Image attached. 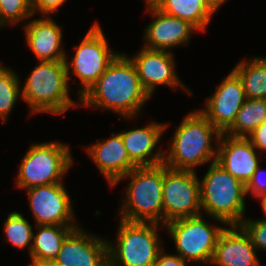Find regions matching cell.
<instances>
[{"mask_svg":"<svg viewBox=\"0 0 266 266\" xmlns=\"http://www.w3.org/2000/svg\"><path fill=\"white\" fill-rule=\"evenodd\" d=\"M149 97L132 61L119 53L96 83L80 98V102L81 107H100L132 118L140 112Z\"/></svg>","mask_w":266,"mask_h":266,"instance_id":"6da1fadb","label":"cell"},{"mask_svg":"<svg viewBox=\"0 0 266 266\" xmlns=\"http://www.w3.org/2000/svg\"><path fill=\"white\" fill-rule=\"evenodd\" d=\"M221 134L200 111L191 112L176 129L163 163L176 170L195 171L210 159L215 162L218 150L211 142L213 137L218 142Z\"/></svg>","mask_w":266,"mask_h":266,"instance_id":"7a4b0ae2","label":"cell"},{"mask_svg":"<svg viewBox=\"0 0 266 266\" xmlns=\"http://www.w3.org/2000/svg\"><path fill=\"white\" fill-rule=\"evenodd\" d=\"M201 208L223 224L240 225L245 211L246 186L216 161L201 180Z\"/></svg>","mask_w":266,"mask_h":266,"instance_id":"3957f363","label":"cell"},{"mask_svg":"<svg viewBox=\"0 0 266 266\" xmlns=\"http://www.w3.org/2000/svg\"><path fill=\"white\" fill-rule=\"evenodd\" d=\"M129 178L121 218L128 222L163 224V163L156 166H142L131 170L114 185Z\"/></svg>","mask_w":266,"mask_h":266,"instance_id":"277c9868","label":"cell"},{"mask_svg":"<svg viewBox=\"0 0 266 266\" xmlns=\"http://www.w3.org/2000/svg\"><path fill=\"white\" fill-rule=\"evenodd\" d=\"M21 96L31 114H62L76 105L69 96L66 61H39L22 88Z\"/></svg>","mask_w":266,"mask_h":266,"instance_id":"5b68a950","label":"cell"},{"mask_svg":"<svg viewBox=\"0 0 266 266\" xmlns=\"http://www.w3.org/2000/svg\"><path fill=\"white\" fill-rule=\"evenodd\" d=\"M157 223L120 220L117 246L108 243L109 266H152L161 250Z\"/></svg>","mask_w":266,"mask_h":266,"instance_id":"8992f818","label":"cell"},{"mask_svg":"<svg viewBox=\"0 0 266 266\" xmlns=\"http://www.w3.org/2000/svg\"><path fill=\"white\" fill-rule=\"evenodd\" d=\"M73 163L69 147L60 142L34 144L21 161L17 186L23 189L62 183Z\"/></svg>","mask_w":266,"mask_h":266,"instance_id":"52a82bcc","label":"cell"},{"mask_svg":"<svg viewBox=\"0 0 266 266\" xmlns=\"http://www.w3.org/2000/svg\"><path fill=\"white\" fill-rule=\"evenodd\" d=\"M208 224L201 214L165 224L175 243L177 255L186 262L211 263L217 241L225 227Z\"/></svg>","mask_w":266,"mask_h":266,"instance_id":"ba28073f","label":"cell"},{"mask_svg":"<svg viewBox=\"0 0 266 266\" xmlns=\"http://www.w3.org/2000/svg\"><path fill=\"white\" fill-rule=\"evenodd\" d=\"M195 171L176 170L163 163V224L200 215V184Z\"/></svg>","mask_w":266,"mask_h":266,"instance_id":"9c48e42d","label":"cell"},{"mask_svg":"<svg viewBox=\"0 0 266 266\" xmlns=\"http://www.w3.org/2000/svg\"><path fill=\"white\" fill-rule=\"evenodd\" d=\"M75 56L69 65L66 57L68 80L70 66L74 74L80 78L82 88L79 91L80 98L96 83L105 72L108 65L119 54L108 48V42L100 25L95 22L85 35L78 47H75Z\"/></svg>","mask_w":266,"mask_h":266,"instance_id":"30bf717a","label":"cell"},{"mask_svg":"<svg viewBox=\"0 0 266 266\" xmlns=\"http://www.w3.org/2000/svg\"><path fill=\"white\" fill-rule=\"evenodd\" d=\"M36 225H76L69 195L62 183L26 189Z\"/></svg>","mask_w":266,"mask_h":266,"instance_id":"8fae6325","label":"cell"},{"mask_svg":"<svg viewBox=\"0 0 266 266\" xmlns=\"http://www.w3.org/2000/svg\"><path fill=\"white\" fill-rule=\"evenodd\" d=\"M216 88L214 94L205 102V109L200 112L214 127L224 133L234 123L239 109L247 98L242 81L233 70Z\"/></svg>","mask_w":266,"mask_h":266,"instance_id":"7c38bea8","label":"cell"},{"mask_svg":"<svg viewBox=\"0 0 266 266\" xmlns=\"http://www.w3.org/2000/svg\"><path fill=\"white\" fill-rule=\"evenodd\" d=\"M173 54L165 50H152L143 48L134 57L129 58L134 64L137 75L144 90L151 96L159 85L177 87L189 93V90L178 78L174 69Z\"/></svg>","mask_w":266,"mask_h":266,"instance_id":"4fadbf2b","label":"cell"},{"mask_svg":"<svg viewBox=\"0 0 266 266\" xmlns=\"http://www.w3.org/2000/svg\"><path fill=\"white\" fill-rule=\"evenodd\" d=\"M86 232L77 227L63 241L55 259L61 266H109V241Z\"/></svg>","mask_w":266,"mask_h":266,"instance_id":"5bb4252c","label":"cell"},{"mask_svg":"<svg viewBox=\"0 0 266 266\" xmlns=\"http://www.w3.org/2000/svg\"><path fill=\"white\" fill-rule=\"evenodd\" d=\"M218 142L216 162L246 186L259 167L256 148L248 138L225 133L221 134Z\"/></svg>","mask_w":266,"mask_h":266,"instance_id":"9a60e30c","label":"cell"},{"mask_svg":"<svg viewBox=\"0 0 266 266\" xmlns=\"http://www.w3.org/2000/svg\"><path fill=\"white\" fill-rule=\"evenodd\" d=\"M147 11L156 16L145 29V48L168 50L176 45H188L191 33L197 30L189 22L160 11L153 3L146 0Z\"/></svg>","mask_w":266,"mask_h":266,"instance_id":"2e32d148","label":"cell"},{"mask_svg":"<svg viewBox=\"0 0 266 266\" xmlns=\"http://www.w3.org/2000/svg\"><path fill=\"white\" fill-rule=\"evenodd\" d=\"M89 156L96 163L111 186L137 166L130 160L120 133H112L109 140H103L87 148Z\"/></svg>","mask_w":266,"mask_h":266,"instance_id":"e0dca14e","label":"cell"},{"mask_svg":"<svg viewBox=\"0 0 266 266\" xmlns=\"http://www.w3.org/2000/svg\"><path fill=\"white\" fill-rule=\"evenodd\" d=\"M256 247L239 225L220 234L211 263L218 266H259Z\"/></svg>","mask_w":266,"mask_h":266,"instance_id":"ac0fdd59","label":"cell"},{"mask_svg":"<svg viewBox=\"0 0 266 266\" xmlns=\"http://www.w3.org/2000/svg\"><path fill=\"white\" fill-rule=\"evenodd\" d=\"M166 124L151 123L143 128L120 132L130 160L137 166H156L164 162L165 154L152 152L159 142Z\"/></svg>","mask_w":266,"mask_h":266,"instance_id":"d6986e66","label":"cell"},{"mask_svg":"<svg viewBox=\"0 0 266 266\" xmlns=\"http://www.w3.org/2000/svg\"><path fill=\"white\" fill-rule=\"evenodd\" d=\"M29 48L40 61H65V52L60 48L62 31L52 18H40L25 25Z\"/></svg>","mask_w":266,"mask_h":266,"instance_id":"ffe728a7","label":"cell"},{"mask_svg":"<svg viewBox=\"0 0 266 266\" xmlns=\"http://www.w3.org/2000/svg\"><path fill=\"white\" fill-rule=\"evenodd\" d=\"M39 232L33 235V244H30L32 263L41 260H55L63 241L77 225H35ZM38 226V227H37Z\"/></svg>","mask_w":266,"mask_h":266,"instance_id":"44dd1931","label":"cell"},{"mask_svg":"<svg viewBox=\"0 0 266 266\" xmlns=\"http://www.w3.org/2000/svg\"><path fill=\"white\" fill-rule=\"evenodd\" d=\"M160 11L185 20L197 31L205 30L213 14L204 0H149Z\"/></svg>","mask_w":266,"mask_h":266,"instance_id":"7402d4cb","label":"cell"},{"mask_svg":"<svg viewBox=\"0 0 266 266\" xmlns=\"http://www.w3.org/2000/svg\"><path fill=\"white\" fill-rule=\"evenodd\" d=\"M265 120L266 99L247 98L239 109L234 123L224 133L232 137L247 138Z\"/></svg>","mask_w":266,"mask_h":266,"instance_id":"603a6c76","label":"cell"},{"mask_svg":"<svg viewBox=\"0 0 266 266\" xmlns=\"http://www.w3.org/2000/svg\"><path fill=\"white\" fill-rule=\"evenodd\" d=\"M241 61L233 71L242 81L246 98L266 99V58Z\"/></svg>","mask_w":266,"mask_h":266,"instance_id":"cb8c5ba5","label":"cell"},{"mask_svg":"<svg viewBox=\"0 0 266 266\" xmlns=\"http://www.w3.org/2000/svg\"><path fill=\"white\" fill-rule=\"evenodd\" d=\"M20 89L18 75L0 63V118L3 123L12 111L18 96L22 95Z\"/></svg>","mask_w":266,"mask_h":266,"instance_id":"d4e9b609","label":"cell"},{"mask_svg":"<svg viewBox=\"0 0 266 266\" xmlns=\"http://www.w3.org/2000/svg\"><path fill=\"white\" fill-rule=\"evenodd\" d=\"M4 222L3 230L12 245L23 249L33 240V228L23 214L11 212Z\"/></svg>","mask_w":266,"mask_h":266,"instance_id":"484cf974","label":"cell"},{"mask_svg":"<svg viewBox=\"0 0 266 266\" xmlns=\"http://www.w3.org/2000/svg\"><path fill=\"white\" fill-rule=\"evenodd\" d=\"M32 15L30 0H0V27L7 22L16 24Z\"/></svg>","mask_w":266,"mask_h":266,"instance_id":"4316f807","label":"cell"},{"mask_svg":"<svg viewBox=\"0 0 266 266\" xmlns=\"http://www.w3.org/2000/svg\"><path fill=\"white\" fill-rule=\"evenodd\" d=\"M249 236L256 249L266 250V220H247L239 225Z\"/></svg>","mask_w":266,"mask_h":266,"instance_id":"83f0119b","label":"cell"},{"mask_svg":"<svg viewBox=\"0 0 266 266\" xmlns=\"http://www.w3.org/2000/svg\"><path fill=\"white\" fill-rule=\"evenodd\" d=\"M260 173L262 172L258 167L253 173L251 180L246 185V194L250 192L254 195V197L266 195V181L264 179V181L262 180Z\"/></svg>","mask_w":266,"mask_h":266,"instance_id":"f1b7e54d","label":"cell"},{"mask_svg":"<svg viewBox=\"0 0 266 266\" xmlns=\"http://www.w3.org/2000/svg\"><path fill=\"white\" fill-rule=\"evenodd\" d=\"M32 14L37 10L43 15H48L50 13L56 12V10L66 1V0H30Z\"/></svg>","mask_w":266,"mask_h":266,"instance_id":"f546056e","label":"cell"},{"mask_svg":"<svg viewBox=\"0 0 266 266\" xmlns=\"http://www.w3.org/2000/svg\"><path fill=\"white\" fill-rule=\"evenodd\" d=\"M257 149L266 150V120L247 137Z\"/></svg>","mask_w":266,"mask_h":266,"instance_id":"4dcf8cb0","label":"cell"},{"mask_svg":"<svg viewBox=\"0 0 266 266\" xmlns=\"http://www.w3.org/2000/svg\"><path fill=\"white\" fill-rule=\"evenodd\" d=\"M186 264L187 262L179 255L163 254L161 250L152 266H186Z\"/></svg>","mask_w":266,"mask_h":266,"instance_id":"1f68e13d","label":"cell"},{"mask_svg":"<svg viewBox=\"0 0 266 266\" xmlns=\"http://www.w3.org/2000/svg\"><path fill=\"white\" fill-rule=\"evenodd\" d=\"M226 0H204L207 7L214 13Z\"/></svg>","mask_w":266,"mask_h":266,"instance_id":"d6a6232c","label":"cell"},{"mask_svg":"<svg viewBox=\"0 0 266 266\" xmlns=\"http://www.w3.org/2000/svg\"><path fill=\"white\" fill-rule=\"evenodd\" d=\"M32 266H61L56 260H41L32 263Z\"/></svg>","mask_w":266,"mask_h":266,"instance_id":"836d02e7","label":"cell"},{"mask_svg":"<svg viewBox=\"0 0 266 266\" xmlns=\"http://www.w3.org/2000/svg\"><path fill=\"white\" fill-rule=\"evenodd\" d=\"M260 199H261V205H262L263 211L266 215V195L261 196Z\"/></svg>","mask_w":266,"mask_h":266,"instance_id":"e575fe53","label":"cell"}]
</instances>
